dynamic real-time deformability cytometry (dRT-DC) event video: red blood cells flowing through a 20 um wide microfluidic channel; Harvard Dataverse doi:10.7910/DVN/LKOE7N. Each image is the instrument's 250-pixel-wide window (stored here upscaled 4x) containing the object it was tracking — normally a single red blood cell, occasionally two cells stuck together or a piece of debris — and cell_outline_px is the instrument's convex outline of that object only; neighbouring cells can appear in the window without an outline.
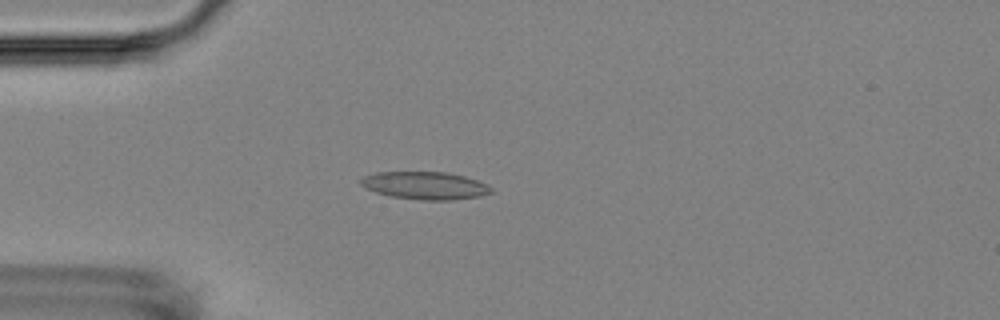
{"species": "Egyptian fruit bat (a non-hibernating species)", "species_latin": "Rousettus aegyptiacus", "temperature_condition": "room temperature", "stored_images_in_passage": 2, "camera_frame_rate_fps": 3000, "um_per_image_px": 0.085, "animal": {"sex": "female"}, "frame": {"image": 1, "passage_image": 2, "time_ms": 1.0, "image_size_px": [1000, 320], "cell_outline_px": [[492, 192], [480, 196], [452, 200], [420, 200], [388, 196], [376, 192], [360, 184], [360, 180], [364, 176], [376, 172], [448, 172], [464, 176], [488, 184], [492, 188]], "centroid_in_image_um": [36.14, 15.77], "position_along_channel_um": 48.9, "area_um2": 21.04}}